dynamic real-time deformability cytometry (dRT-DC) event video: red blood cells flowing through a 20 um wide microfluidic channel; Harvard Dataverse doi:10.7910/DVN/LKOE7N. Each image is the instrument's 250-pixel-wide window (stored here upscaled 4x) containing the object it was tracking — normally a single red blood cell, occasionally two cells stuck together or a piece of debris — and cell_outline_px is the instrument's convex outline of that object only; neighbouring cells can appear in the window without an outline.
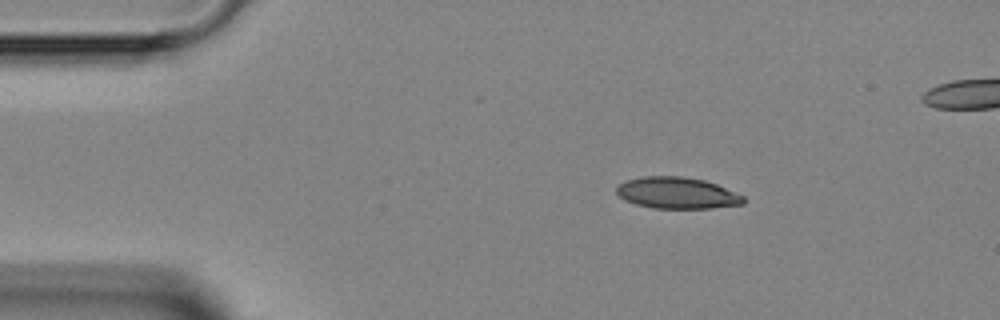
{"species": "Egyptian fruit bat (a non-hibernating species)", "species_latin": "Rousettus aegyptiacus", "temperature_condition": "room temperature", "stored_images_in_passage": 41, "camera_frame_rate_fps": 3000, "um_per_image_px": 0.085, "animal": {"sex": "female"}, "frame": {"image": 1, "passage_image": 1, "time_ms": 0.0, "image_size_px": [1000, 320], "cell_outline_px": [[744, 204], [712, 208], [652, 208], [636, 204], [624, 200], [616, 192], [616, 188], [620, 184], [628, 180], [640, 176], [684, 176], [704, 180], [716, 184], [744, 196]], "centroid_in_image_um": [57.54, 16.4], "position_along_channel_um": 27.5, "area_um2": 23.24}}
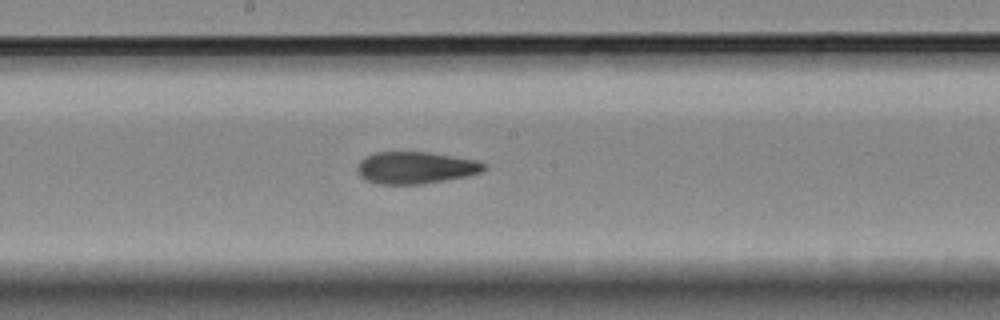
{"frame": {"image": 2, "passage_image": 18, "time_ms": 5.667, "image_size_px": [1000, 320], "cell_outline_px": [[488, 168], [480, 172], [464, 176], [444, 180], [420, 184], [376, 184], [364, 180], [356, 172], [356, 168], [360, 160], [376, 152], [428, 152], [480, 160], [488, 164]], "centroid_in_image_um": [35.33, 14.25], "position_along_channel_um": 212.9, "area_um2": 23.81}}
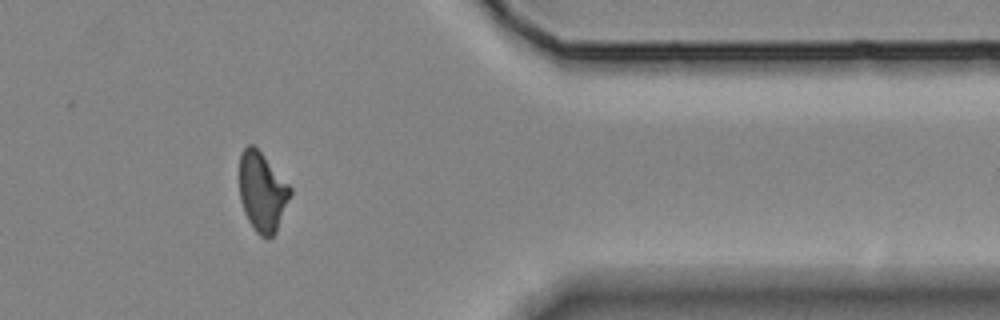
{"frame": {"image": 3, "passage_image": 32, "time_ms": 10.333, "image_size_px": [1000, 320], "cell_outline_px": [[292, 192], [276, 232], [268, 240], [260, 236], [256, 232], [248, 220], [244, 212], [240, 200], [240, 152], [248, 144], [252, 144], [260, 152], [292, 188]], "centroid_in_image_um": [22.28, 16.34], "position_along_channel_um": 389.1, "area_um2": 23.35}}